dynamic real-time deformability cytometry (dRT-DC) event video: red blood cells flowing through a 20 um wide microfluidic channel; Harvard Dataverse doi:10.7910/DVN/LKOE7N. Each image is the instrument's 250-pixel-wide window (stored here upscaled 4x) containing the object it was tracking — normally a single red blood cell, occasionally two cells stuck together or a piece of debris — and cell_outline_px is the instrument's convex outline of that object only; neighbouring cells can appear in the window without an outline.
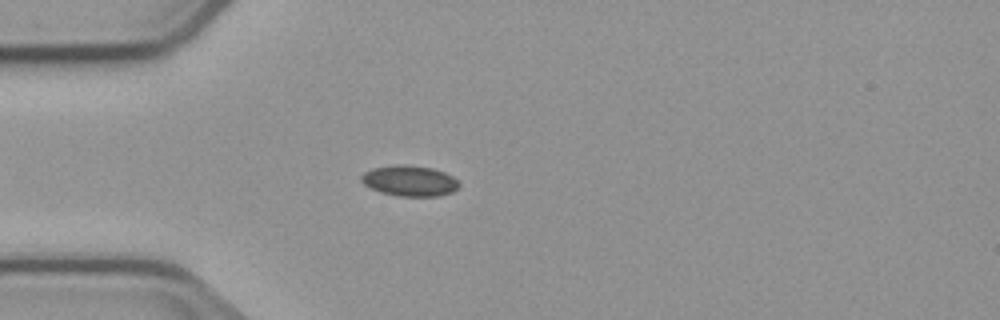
{"species": "common noctule bat (a hibernating species)", "species_latin": "Nyctalus noctula", "temperature_condition": "cold", "stored_images_in_passage": 3, "camera_frame_rate_fps": 3000, "um_per_image_px": 0.085, "animal": {"sex": "male", "body_mass_g": 23.1, "forearm_length_mm": 52.7}, "frame": {"image": 1, "passage_image": 3, "time_ms": 2.333, "image_size_px": [1000, 320], "cell_outline_px": [[460, 184], [452, 192], [436, 196], [396, 196], [380, 192], [364, 184], [360, 180], [360, 176], [364, 172], [372, 168], [396, 164], [404, 164], [432, 168], [444, 172], [452, 176]], "centroid_in_image_um": [34.78, 15.36], "position_along_channel_um": 50.2, "area_um2": 17.46}}